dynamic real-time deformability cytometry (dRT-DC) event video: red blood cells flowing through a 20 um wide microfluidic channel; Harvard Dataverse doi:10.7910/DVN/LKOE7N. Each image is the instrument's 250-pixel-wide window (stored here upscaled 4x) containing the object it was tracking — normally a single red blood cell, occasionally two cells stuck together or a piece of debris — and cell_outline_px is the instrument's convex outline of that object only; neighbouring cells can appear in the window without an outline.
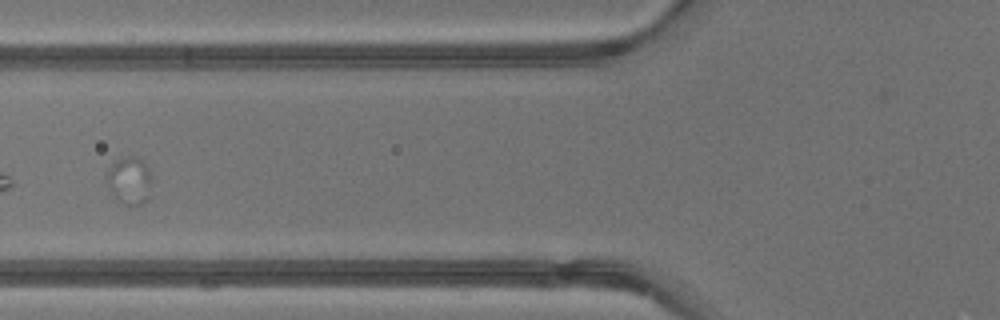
{"species": "common noctule bat (a hibernating species)", "species_latin": "Nyctalus noctula", "temperature_condition": "warm", "stored_images_in_passage": 26, "segment_of_instrument_passage": [1, 2], "camera_frame_rate_fps": 3000, "um_per_image_px": 0.085, "animal": {"sex": "male", "body_mass_g": 13.3}, "frame": {"image": 1, "passage_image": 19, "time_ms": 6.0, "image_size_px": [1000, 320], "cell_outline_px": [[152, 180], [148, 196], [140, 204], [120, 204], [112, 196], [108, 180], [108, 172], [112, 164], [116, 160], [140, 160], [148, 168], [152, 176]], "centroid_in_image_um": [11.01, 15.43], "position_along_channel_um": 114.8, "area_um2": 11.73}}